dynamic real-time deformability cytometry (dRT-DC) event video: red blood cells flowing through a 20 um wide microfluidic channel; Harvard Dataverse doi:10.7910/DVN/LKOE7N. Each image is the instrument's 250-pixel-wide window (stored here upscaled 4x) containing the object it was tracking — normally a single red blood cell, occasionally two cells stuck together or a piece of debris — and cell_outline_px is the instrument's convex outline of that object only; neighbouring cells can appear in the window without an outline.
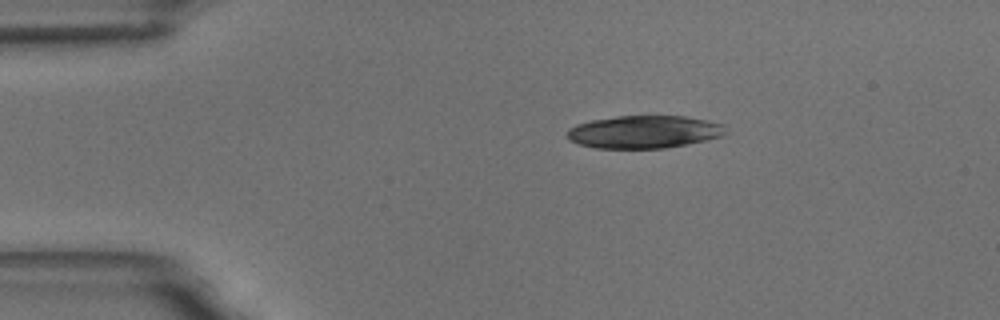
{"species": "common noctule bat (a hibernating species)", "species_latin": "Nyctalus noctula", "temperature_condition": "room temperature", "stored_images_in_passage": 47, "camera_frame_rate_fps": 3000, "um_per_image_px": 0.085, "animal": {"sex": "male", "body_mass_g": 18.8}, "frame": {"image": 1, "passage_image": 1, "time_ms": 0.0, "image_size_px": [1000, 320], "cell_outline_px": [[724, 136], [708, 140], [664, 148], [596, 148], [580, 144], [572, 140], [568, 136], [568, 128], [576, 124], [592, 120], [616, 116], [684, 116], [708, 120], [724, 124]], "centroid_in_image_um": [54.78, 11.2], "position_along_channel_um": 30.2, "area_um2": 30.11}}